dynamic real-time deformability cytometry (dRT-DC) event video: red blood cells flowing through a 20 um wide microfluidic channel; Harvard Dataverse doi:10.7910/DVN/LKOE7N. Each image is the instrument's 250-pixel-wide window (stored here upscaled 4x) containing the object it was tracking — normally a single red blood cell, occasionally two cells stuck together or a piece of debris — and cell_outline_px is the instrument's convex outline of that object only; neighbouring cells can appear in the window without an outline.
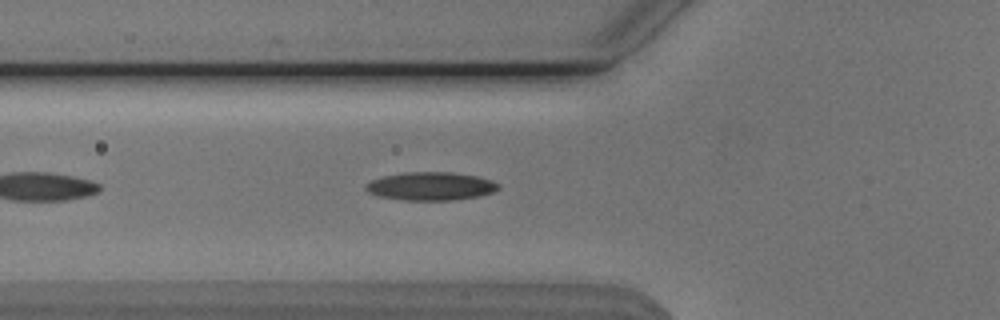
{"species": "Egyptian fruit bat (a non-hibernating species)", "species_latin": "Rousettus aegyptiacus", "temperature_condition": "cold", "stored_images_in_passage": 26, "camera_frame_rate_fps": 3000, "um_per_image_px": 0.085, "animal": {"sex": "male"}, "frame": {"image": 1, "passage_image": 6, "time_ms": 1.667, "image_size_px": [1000, 320], "cell_outline_px": [[500, 188], [492, 192], [480, 196], [456, 200], [404, 200], [380, 196], [368, 192], [364, 188], [364, 184], [372, 180], [384, 176], [404, 172], [452, 172], [476, 176], [492, 180], [500, 184]], "centroid_in_image_um": [36.63, 15.82], "position_along_channel_um": 89.2, "area_um2": 21.91}}
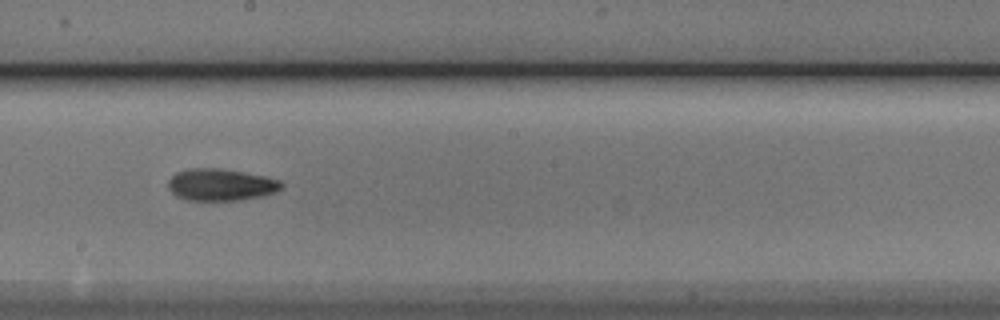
{"frame": {"image": 2, "passage_image": 17, "time_ms": 5.333, "image_size_px": [1000, 320], "cell_outline_px": [[284, 184], [276, 192], [260, 196], [240, 200], [184, 200], [176, 196], [168, 188], [168, 180], [176, 172], [192, 168], [220, 168], [244, 172], [264, 176], [280, 180]], "centroid_in_image_um": [18.75, 15.7], "position_along_channel_um": 229.5, "area_um2": 21.1}}
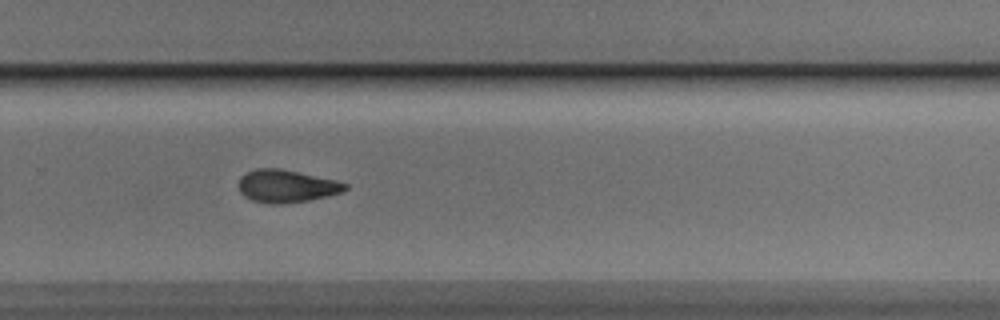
{"frame": {"image": 3, "passage_image": 23, "time_ms": 7.333, "image_size_px": [1000, 320], "cell_outline_px": [[348, 188], [340, 192], [328, 196], [288, 204], [268, 204], [252, 200], [244, 196], [240, 192], [240, 176], [256, 168], [280, 168], [336, 180], [348, 184]], "centroid_in_image_um": [24.35, 15.83], "position_along_channel_um": 305.4, "area_um2": 20.29}}